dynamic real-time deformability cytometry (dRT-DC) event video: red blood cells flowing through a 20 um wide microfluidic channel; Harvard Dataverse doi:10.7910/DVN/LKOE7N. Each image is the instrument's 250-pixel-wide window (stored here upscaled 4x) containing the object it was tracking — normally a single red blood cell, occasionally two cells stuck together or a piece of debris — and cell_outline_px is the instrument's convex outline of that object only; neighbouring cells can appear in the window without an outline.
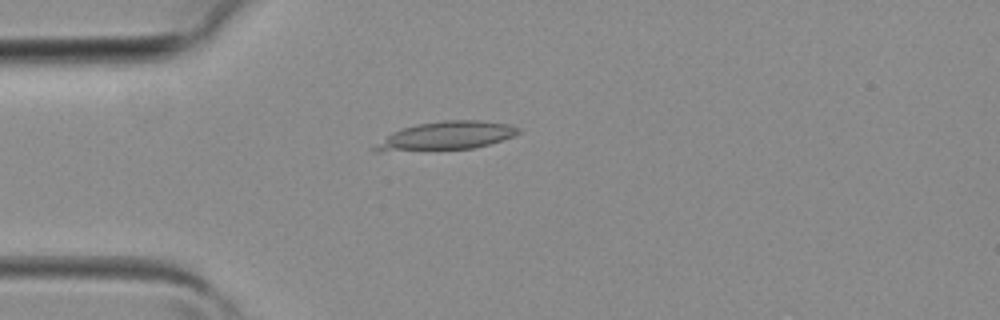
{"species": "common noctule bat (a hibernating species)", "species_latin": "Nyctalus noctula", "temperature_condition": "room temperature", "stored_images_in_passage": 2, "camera_frame_rate_fps": 3000, "um_per_image_px": 0.085, "animal": {"sex": "female", "body_mass_g": 19.3, "forearm_length_mm": 54.1}, "frame": {"image": 1, "passage_image": 2, "time_ms": 0.333, "image_size_px": [1000, 320], "cell_outline_px": [[520, 132], [512, 136], [488, 144], [472, 148], [380, 152], [372, 152], [372, 148], [392, 132], [404, 128], [420, 124], [444, 120], [480, 120], [508, 124], [520, 128]], "centroid_in_image_um": [37.9, 11.55], "position_along_channel_um": 47.1, "area_um2": 23.35}}